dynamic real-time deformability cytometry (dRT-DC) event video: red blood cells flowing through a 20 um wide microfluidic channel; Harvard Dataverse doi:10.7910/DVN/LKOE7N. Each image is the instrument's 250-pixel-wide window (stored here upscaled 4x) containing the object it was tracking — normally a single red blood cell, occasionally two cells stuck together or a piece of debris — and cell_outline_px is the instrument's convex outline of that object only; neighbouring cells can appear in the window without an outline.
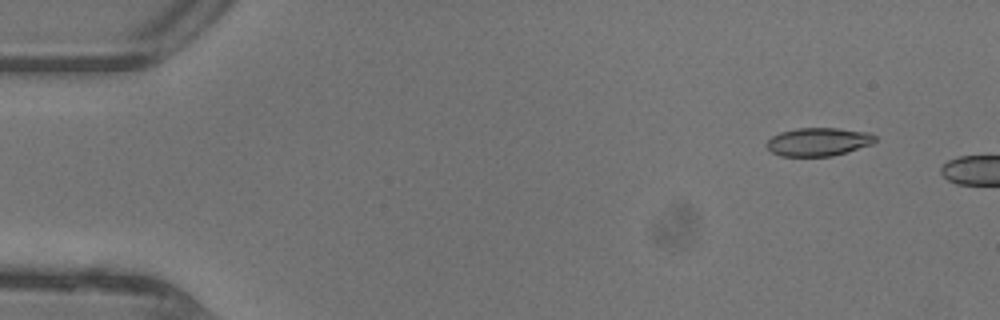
{"species": "common noctule bat (a hibernating species)", "species_latin": "Nyctalus noctula", "temperature_condition": "warm", "stored_images_in_passage": 4, "camera_frame_rate_fps": 3000, "um_per_image_px": 0.085, "animal": {"sex": "female"}, "frame": {"image": 1, "passage_image": 2, "time_ms": 0.333, "image_size_px": [1000, 320], "cell_outline_px": [[876, 140], [872, 144], [832, 156], [780, 156], [772, 152], [764, 144], [772, 136], [780, 132], [796, 128], [836, 128], [868, 132], [876, 136]], "centroid_in_image_um": [69.53, 12.05], "position_along_channel_um": 15.5, "area_um2": 17.86}}